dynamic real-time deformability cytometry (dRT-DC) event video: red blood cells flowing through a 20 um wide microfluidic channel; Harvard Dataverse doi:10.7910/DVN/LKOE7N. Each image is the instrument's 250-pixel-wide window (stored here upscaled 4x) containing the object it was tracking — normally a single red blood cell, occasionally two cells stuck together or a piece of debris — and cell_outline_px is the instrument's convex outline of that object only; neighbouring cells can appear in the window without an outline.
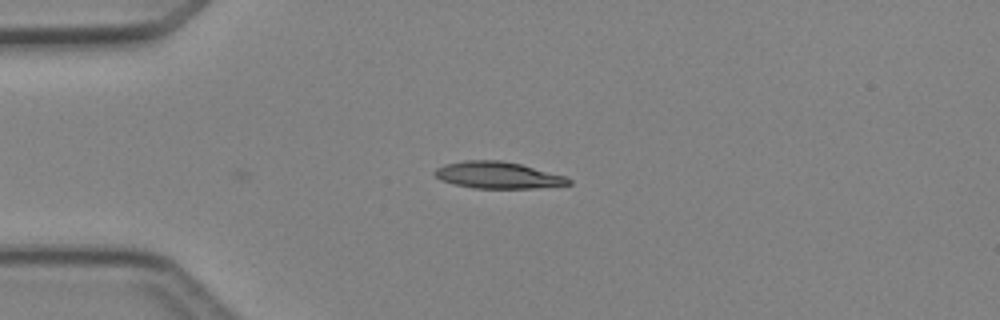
{"species": "Egyptian fruit bat (a non-hibernating species)", "species_latin": "Rousettus aegyptiacus", "temperature_condition": "cold", "stored_images_in_passage": 38, "camera_frame_rate_fps": 3000, "um_per_image_px": 0.085, "animal": {"sex": "female"}, "frame": {"image": 1, "passage_image": 1, "time_ms": 0.0, "image_size_px": [1000, 320], "cell_outline_px": [[572, 184], [532, 188], [472, 188], [440, 180], [432, 172], [436, 168], [444, 164], [464, 160], [500, 160], [520, 164], [564, 176], [572, 180]], "centroid_in_image_um": [42.27, 14.88], "position_along_channel_um": 42.7, "area_um2": 20.69}}
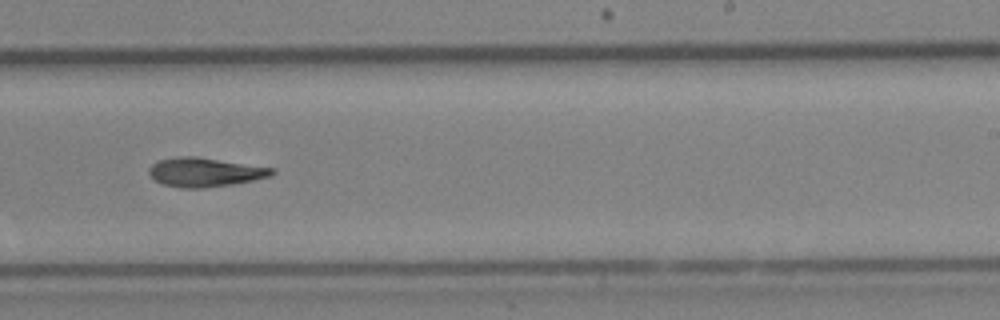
{"frame": {"image": 2, "passage_image": 19, "time_ms": 6.0, "image_size_px": [1000, 320], "cell_outline_px": [[276, 172], [272, 176], [232, 184], [204, 188], [180, 188], [164, 184], [156, 180], [148, 172], [148, 168], [156, 160], [176, 156], [196, 156], [272, 168]], "centroid_in_image_um": [17.38, 14.63], "position_along_channel_um": 271.6, "area_um2": 20.75}}
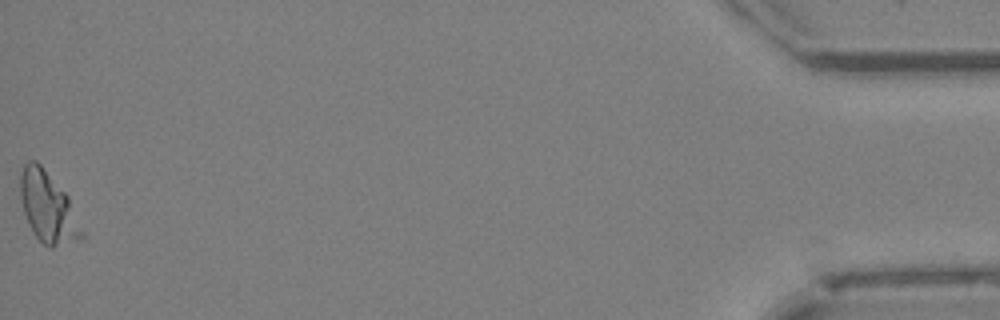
{"frame": {"image": 3, "passage_image": 37, "time_ms": 12.0, "image_size_px": [1000, 320], "cell_outline_px": [[88, 236], [52, 248], [44, 244], [36, 236], [24, 212], [20, 196], [20, 176], [24, 164], [28, 160], [36, 160], [40, 164], [68, 196]], "centroid_in_image_um": [4.11, 17.63], "position_along_channel_um": 431.1, "area_um2": 25.2}, "authors_computed_cell_mechanics": {"area_um2": 20.4901, "velocity_mm_per_s": 4.2646, "shape_relaxation_time_tau1_ms": 6.4324, "shape_relaxation_time_tau2_ms": null, "deformation_change_tau1": 0.1706, "deformation_change_tau2": null}}